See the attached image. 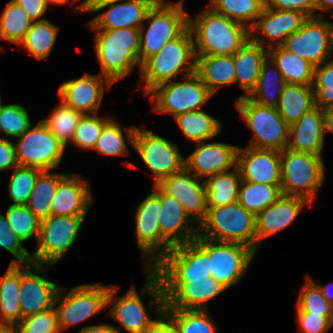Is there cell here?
<instances>
[{
    "label": "cell",
    "instance_id": "cell-6",
    "mask_svg": "<svg viewBox=\"0 0 333 333\" xmlns=\"http://www.w3.org/2000/svg\"><path fill=\"white\" fill-rule=\"evenodd\" d=\"M159 0L148 10L145 20L150 22L145 30L144 24L139 28L141 64L158 53L168 42L177 38L188 27V14L183 8V1L175 4Z\"/></svg>",
    "mask_w": 333,
    "mask_h": 333
},
{
    "label": "cell",
    "instance_id": "cell-61",
    "mask_svg": "<svg viewBox=\"0 0 333 333\" xmlns=\"http://www.w3.org/2000/svg\"><path fill=\"white\" fill-rule=\"evenodd\" d=\"M333 9V0H315V10L330 11Z\"/></svg>",
    "mask_w": 333,
    "mask_h": 333
},
{
    "label": "cell",
    "instance_id": "cell-60",
    "mask_svg": "<svg viewBox=\"0 0 333 333\" xmlns=\"http://www.w3.org/2000/svg\"><path fill=\"white\" fill-rule=\"evenodd\" d=\"M324 132L333 133V107L323 109Z\"/></svg>",
    "mask_w": 333,
    "mask_h": 333
},
{
    "label": "cell",
    "instance_id": "cell-17",
    "mask_svg": "<svg viewBox=\"0 0 333 333\" xmlns=\"http://www.w3.org/2000/svg\"><path fill=\"white\" fill-rule=\"evenodd\" d=\"M44 274L42 265L20 264L21 320L26 316L46 311L55 306L56 295L60 287L55 282L48 280Z\"/></svg>",
    "mask_w": 333,
    "mask_h": 333
},
{
    "label": "cell",
    "instance_id": "cell-52",
    "mask_svg": "<svg viewBox=\"0 0 333 333\" xmlns=\"http://www.w3.org/2000/svg\"><path fill=\"white\" fill-rule=\"evenodd\" d=\"M31 121L25 108L20 104L4 105L0 114V133L20 137L31 127Z\"/></svg>",
    "mask_w": 333,
    "mask_h": 333
},
{
    "label": "cell",
    "instance_id": "cell-58",
    "mask_svg": "<svg viewBox=\"0 0 333 333\" xmlns=\"http://www.w3.org/2000/svg\"><path fill=\"white\" fill-rule=\"evenodd\" d=\"M18 4L28 14L32 22L43 21L45 18L39 19L47 11V5L44 0H12Z\"/></svg>",
    "mask_w": 333,
    "mask_h": 333
},
{
    "label": "cell",
    "instance_id": "cell-56",
    "mask_svg": "<svg viewBox=\"0 0 333 333\" xmlns=\"http://www.w3.org/2000/svg\"><path fill=\"white\" fill-rule=\"evenodd\" d=\"M329 317L306 312H297L300 333H325L329 330Z\"/></svg>",
    "mask_w": 333,
    "mask_h": 333
},
{
    "label": "cell",
    "instance_id": "cell-65",
    "mask_svg": "<svg viewBox=\"0 0 333 333\" xmlns=\"http://www.w3.org/2000/svg\"><path fill=\"white\" fill-rule=\"evenodd\" d=\"M0 333H17L15 327L0 326Z\"/></svg>",
    "mask_w": 333,
    "mask_h": 333
},
{
    "label": "cell",
    "instance_id": "cell-25",
    "mask_svg": "<svg viewBox=\"0 0 333 333\" xmlns=\"http://www.w3.org/2000/svg\"><path fill=\"white\" fill-rule=\"evenodd\" d=\"M117 290V286L109 285L107 305H112L109 315L130 333H148L157 319H150L146 312L147 306L141 301L136 288L132 286L124 296L116 299Z\"/></svg>",
    "mask_w": 333,
    "mask_h": 333
},
{
    "label": "cell",
    "instance_id": "cell-8",
    "mask_svg": "<svg viewBox=\"0 0 333 333\" xmlns=\"http://www.w3.org/2000/svg\"><path fill=\"white\" fill-rule=\"evenodd\" d=\"M234 105L246 126L254 133L249 146L277 151L286 149L289 125L277 108L259 105L245 96L237 98Z\"/></svg>",
    "mask_w": 333,
    "mask_h": 333
},
{
    "label": "cell",
    "instance_id": "cell-13",
    "mask_svg": "<svg viewBox=\"0 0 333 333\" xmlns=\"http://www.w3.org/2000/svg\"><path fill=\"white\" fill-rule=\"evenodd\" d=\"M136 210L134 232L138 247L143 251V257L148 260L144 263L148 264L145 268L150 269L173 247L161 233L159 225L160 188L157 185H154L152 192L146 196ZM156 250L157 252H155Z\"/></svg>",
    "mask_w": 333,
    "mask_h": 333
},
{
    "label": "cell",
    "instance_id": "cell-48",
    "mask_svg": "<svg viewBox=\"0 0 333 333\" xmlns=\"http://www.w3.org/2000/svg\"><path fill=\"white\" fill-rule=\"evenodd\" d=\"M312 87L315 107H333V59L314 68Z\"/></svg>",
    "mask_w": 333,
    "mask_h": 333
},
{
    "label": "cell",
    "instance_id": "cell-41",
    "mask_svg": "<svg viewBox=\"0 0 333 333\" xmlns=\"http://www.w3.org/2000/svg\"><path fill=\"white\" fill-rule=\"evenodd\" d=\"M146 279L147 282L141 293L149 294V306L150 304H155L153 308L156 310L155 314L157 315V322L148 333H182L179 327L166 314H164L165 298L159 277L151 269H147Z\"/></svg>",
    "mask_w": 333,
    "mask_h": 333
},
{
    "label": "cell",
    "instance_id": "cell-59",
    "mask_svg": "<svg viewBox=\"0 0 333 333\" xmlns=\"http://www.w3.org/2000/svg\"><path fill=\"white\" fill-rule=\"evenodd\" d=\"M121 327L112 325H89L81 328L79 333H120Z\"/></svg>",
    "mask_w": 333,
    "mask_h": 333
},
{
    "label": "cell",
    "instance_id": "cell-42",
    "mask_svg": "<svg viewBox=\"0 0 333 333\" xmlns=\"http://www.w3.org/2000/svg\"><path fill=\"white\" fill-rule=\"evenodd\" d=\"M210 2L213 11L243 25L247 24L249 28L264 8V0H211Z\"/></svg>",
    "mask_w": 333,
    "mask_h": 333
},
{
    "label": "cell",
    "instance_id": "cell-55",
    "mask_svg": "<svg viewBox=\"0 0 333 333\" xmlns=\"http://www.w3.org/2000/svg\"><path fill=\"white\" fill-rule=\"evenodd\" d=\"M264 6L278 10L302 12L308 17H323V15L314 12L315 0H264Z\"/></svg>",
    "mask_w": 333,
    "mask_h": 333
},
{
    "label": "cell",
    "instance_id": "cell-14",
    "mask_svg": "<svg viewBox=\"0 0 333 333\" xmlns=\"http://www.w3.org/2000/svg\"><path fill=\"white\" fill-rule=\"evenodd\" d=\"M63 291L60 287L55 299V305L59 304L55 309L60 332L107 307L109 285L84 284L73 287L67 294Z\"/></svg>",
    "mask_w": 333,
    "mask_h": 333
},
{
    "label": "cell",
    "instance_id": "cell-51",
    "mask_svg": "<svg viewBox=\"0 0 333 333\" xmlns=\"http://www.w3.org/2000/svg\"><path fill=\"white\" fill-rule=\"evenodd\" d=\"M125 135L115 119H111L102 129L94 150L107 156H123L128 154Z\"/></svg>",
    "mask_w": 333,
    "mask_h": 333
},
{
    "label": "cell",
    "instance_id": "cell-26",
    "mask_svg": "<svg viewBox=\"0 0 333 333\" xmlns=\"http://www.w3.org/2000/svg\"><path fill=\"white\" fill-rule=\"evenodd\" d=\"M89 179L66 174L58 183L51 202V215L86 216L93 204Z\"/></svg>",
    "mask_w": 333,
    "mask_h": 333
},
{
    "label": "cell",
    "instance_id": "cell-28",
    "mask_svg": "<svg viewBox=\"0 0 333 333\" xmlns=\"http://www.w3.org/2000/svg\"><path fill=\"white\" fill-rule=\"evenodd\" d=\"M159 225L162 235L173 245L185 244L198 237V227L187 216L182 204L160 189Z\"/></svg>",
    "mask_w": 333,
    "mask_h": 333
},
{
    "label": "cell",
    "instance_id": "cell-34",
    "mask_svg": "<svg viewBox=\"0 0 333 333\" xmlns=\"http://www.w3.org/2000/svg\"><path fill=\"white\" fill-rule=\"evenodd\" d=\"M268 56L277 65L285 83L313 84L315 66L309 61L287 51L282 45L269 48Z\"/></svg>",
    "mask_w": 333,
    "mask_h": 333
},
{
    "label": "cell",
    "instance_id": "cell-64",
    "mask_svg": "<svg viewBox=\"0 0 333 333\" xmlns=\"http://www.w3.org/2000/svg\"><path fill=\"white\" fill-rule=\"evenodd\" d=\"M46 5L48 6L49 4H65V3H70L71 1L76 2L77 0H44Z\"/></svg>",
    "mask_w": 333,
    "mask_h": 333
},
{
    "label": "cell",
    "instance_id": "cell-16",
    "mask_svg": "<svg viewBox=\"0 0 333 333\" xmlns=\"http://www.w3.org/2000/svg\"><path fill=\"white\" fill-rule=\"evenodd\" d=\"M282 46L315 67L321 65L330 60L333 53L330 22L323 17H309L301 28L285 39Z\"/></svg>",
    "mask_w": 333,
    "mask_h": 333
},
{
    "label": "cell",
    "instance_id": "cell-12",
    "mask_svg": "<svg viewBox=\"0 0 333 333\" xmlns=\"http://www.w3.org/2000/svg\"><path fill=\"white\" fill-rule=\"evenodd\" d=\"M194 241L209 255L211 278L226 288L241 280L255 255L250 247L240 243L217 242L199 236Z\"/></svg>",
    "mask_w": 333,
    "mask_h": 333
},
{
    "label": "cell",
    "instance_id": "cell-24",
    "mask_svg": "<svg viewBox=\"0 0 333 333\" xmlns=\"http://www.w3.org/2000/svg\"><path fill=\"white\" fill-rule=\"evenodd\" d=\"M238 146L218 142H199L196 149L185 158V167L197 178L210 177L236 167Z\"/></svg>",
    "mask_w": 333,
    "mask_h": 333
},
{
    "label": "cell",
    "instance_id": "cell-2",
    "mask_svg": "<svg viewBox=\"0 0 333 333\" xmlns=\"http://www.w3.org/2000/svg\"><path fill=\"white\" fill-rule=\"evenodd\" d=\"M180 72H185L182 78L196 72L194 38L189 27L141 64L140 73L146 95L160 84L172 81Z\"/></svg>",
    "mask_w": 333,
    "mask_h": 333
},
{
    "label": "cell",
    "instance_id": "cell-43",
    "mask_svg": "<svg viewBox=\"0 0 333 333\" xmlns=\"http://www.w3.org/2000/svg\"><path fill=\"white\" fill-rule=\"evenodd\" d=\"M32 23L22 7L11 0L5 4V9L0 16V40L19 45Z\"/></svg>",
    "mask_w": 333,
    "mask_h": 333
},
{
    "label": "cell",
    "instance_id": "cell-62",
    "mask_svg": "<svg viewBox=\"0 0 333 333\" xmlns=\"http://www.w3.org/2000/svg\"><path fill=\"white\" fill-rule=\"evenodd\" d=\"M95 1H97V0H83V2L80 3L79 5H77V7H75L74 9L77 12L85 13V10H87Z\"/></svg>",
    "mask_w": 333,
    "mask_h": 333
},
{
    "label": "cell",
    "instance_id": "cell-39",
    "mask_svg": "<svg viewBox=\"0 0 333 333\" xmlns=\"http://www.w3.org/2000/svg\"><path fill=\"white\" fill-rule=\"evenodd\" d=\"M281 195V185L259 184L241 180L238 202L256 216Z\"/></svg>",
    "mask_w": 333,
    "mask_h": 333
},
{
    "label": "cell",
    "instance_id": "cell-10",
    "mask_svg": "<svg viewBox=\"0 0 333 333\" xmlns=\"http://www.w3.org/2000/svg\"><path fill=\"white\" fill-rule=\"evenodd\" d=\"M85 216L50 215L40 220L38 248L32 263L53 266L66 255L76 241Z\"/></svg>",
    "mask_w": 333,
    "mask_h": 333
},
{
    "label": "cell",
    "instance_id": "cell-29",
    "mask_svg": "<svg viewBox=\"0 0 333 333\" xmlns=\"http://www.w3.org/2000/svg\"><path fill=\"white\" fill-rule=\"evenodd\" d=\"M323 109L314 107L289 125L288 149L321 156L324 142Z\"/></svg>",
    "mask_w": 333,
    "mask_h": 333
},
{
    "label": "cell",
    "instance_id": "cell-35",
    "mask_svg": "<svg viewBox=\"0 0 333 333\" xmlns=\"http://www.w3.org/2000/svg\"><path fill=\"white\" fill-rule=\"evenodd\" d=\"M285 84L277 65L268 56L262 64L256 87L248 98L259 105L276 108Z\"/></svg>",
    "mask_w": 333,
    "mask_h": 333
},
{
    "label": "cell",
    "instance_id": "cell-44",
    "mask_svg": "<svg viewBox=\"0 0 333 333\" xmlns=\"http://www.w3.org/2000/svg\"><path fill=\"white\" fill-rule=\"evenodd\" d=\"M83 114L60 100L58 106L48 118L41 121L53 133V135L66 147L68 141H72L74 131Z\"/></svg>",
    "mask_w": 333,
    "mask_h": 333
},
{
    "label": "cell",
    "instance_id": "cell-63",
    "mask_svg": "<svg viewBox=\"0 0 333 333\" xmlns=\"http://www.w3.org/2000/svg\"><path fill=\"white\" fill-rule=\"evenodd\" d=\"M318 287L321 289L323 296L333 305V294L330 292L329 286H321L317 284Z\"/></svg>",
    "mask_w": 333,
    "mask_h": 333
},
{
    "label": "cell",
    "instance_id": "cell-15",
    "mask_svg": "<svg viewBox=\"0 0 333 333\" xmlns=\"http://www.w3.org/2000/svg\"><path fill=\"white\" fill-rule=\"evenodd\" d=\"M16 159L20 166L41 170L57 168L65 152V146L39 121L17 138Z\"/></svg>",
    "mask_w": 333,
    "mask_h": 333
},
{
    "label": "cell",
    "instance_id": "cell-7",
    "mask_svg": "<svg viewBox=\"0 0 333 333\" xmlns=\"http://www.w3.org/2000/svg\"><path fill=\"white\" fill-rule=\"evenodd\" d=\"M125 132L144 164L152 171L154 185L185 166V158L171 141L135 125L125 127Z\"/></svg>",
    "mask_w": 333,
    "mask_h": 333
},
{
    "label": "cell",
    "instance_id": "cell-23",
    "mask_svg": "<svg viewBox=\"0 0 333 333\" xmlns=\"http://www.w3.org/2000/svg\"><path fill=\"white\" fill-rule=\"evenodd\" d=\"M165 298L164 309L206 310L207 302L227 288L216 279L189 283H161Z\"/></svg>",
    "mask_w": 333,
    "mask_h": 333
},
{
    "label": "cell",
    "instance_id": "cell-21",
    "mask_svg": "<svg viewBox=\"0 0 333 333\" xmlns=\"http://www.w3.org/2000/svg\"><path fill=\"white\" fill-rule=\"evenodd\" d=\"M236 167L243 181L281 185L280 151L251 146L245 149L238 147Z\"/></svg>",
    "mask_w": 333,
    "mask_h": 333
},
{
    "label": "cell",
    "instance_id": "cell-57",
    "mask_svg": "<svg viewBox=\"0 0 333 333\" xmlns=\"http://www.w3.org/2000/svg\"><path fill=\"white\" fill-rule=\"evenodd\" d=\"M17 166L15 144L3 136L0 138V172L10 168L14 170Z\"/></svg>",
    "mask_w": 333,
    "mask_h": 333
},
{
    "label": "cell",
    "instance_id": "cell-27",
    "mask_svg": "<svg viewBox=\"0 0 333 333\" xmlns=\"http://www.w3.org/2000/svg\"><path fill=\"white\" fill-rule=\"evenodd\" d=\"M310 203L300 197L282 194L275 202L255 216L257 249L266 237L293 224L305 205Z\"/></svg>",
    "mask_w": 333,
    "mask_h": 333
},
{
    "label": "cell",
    "instance_id": "cell-1",
    "mask_svg": "<svg viewBox=\"0 0 333 333\" xmlns=\"http://www.w3.org/2000/svg\"><path fill=\"white\" fill-rule=\"evenodd\" d=\"M195 46V55H233L249 39V29L211 8L200 12L196 18L188 16Z\"/></svg>",
    "mask_w": 333,
    "mask_h": 333
},
{
    "label": "cell",
    "instance_id": "cell-19",
    "mask_svg": "<svg viewBox=\"0 0 333 333\" xmlns=\"http://www.w3.org/2000/svg\"><path fill=\"white\" fill-rule=\"evenodd\" d=\"M159 0H130V1H95L85 13H95L110 5L109 9L94 19L88 21L91 29H139L146 21L148 10Z\"/></svg>",
    "mask_w": 333,
    "mask_h": 333
},
{
    "label": "cell",
    "instance_id": "cell-4",
    "mask_svg": "<svg viewBox=\"0 0 333 333\" xmlns=\"http://www.w3.org/2000/svg\"><path fill=\"white\" fill-rule=\"evenodd\" d=\"M198 236L217 242L240 243L256 253L255 215L238 201L220 207H207V215L199 225Z\"/></svg>",
    "mask_w": 333,
    "mask_h": 333
},
{
    "label": "cell",
    "instance_id": "cell-9",
    "mask_svg": "<svg viewBox=\"0 0 333 333\" xmlns=\"http://www.w3.org/2000/svg\"><path fill=\"white\" fill-rule=\"evenodd\" d=\"M150 269L161 283H189L211 277L209 255L195 241L173 246Z\"/></svg>",
    "mask_w": 333,
    "mask_h": 333
},
{
    "label": "cell",
    "instance_id": "cell-37",
    "mask_svg": "<svg viewBox=\"0 0 333 333\" xmlns=\"http://www.w3.org/2000/svg\"><path fill=\"white\" fill-rule=\"evenodd\" d=\"M174 119L182 134L195 143L211 139L221 131V123L203 110L186 112Z\"/></svg>",
    "mask_w": 333,
    "mask_h": 333
},
{
    "label": "cell",
    "instance_id": "cell-50",
    "mask_svg": "<svg viewBox=\"0 0 333 333\" xmlns=\"http://www.w3.org/2000/svg\"><path fill=\"white\" fill-rule=\"evenodd\" d=\"M111 119L112 117H98L97 114L83 115L74 131L71 142L80 149H93L103 127Z\"/></svg>",
    "mask_w": 333,
    "mask_h": 333
},
{
    "label": "cell",
    "instance_id": "cell-5",
    "mask_svg": "<svg viewBox=\"0 0 333 333\" xmlns=\"http://www.w3.org/2000/svg\"><path fill=\"white\" fill-rule=\"evenodd\" d=\"M280 162L282 194L303 198L312 206L325 179L322 156L286 148L280 151Z\"/></svg>",
    "mask_w": 333,
    "mask_h": 333
},
{
    "label": "cell",
    "instance_id": "cell-66",
    "mask_svg": "<svg viewBox=\"0 0 333 333\" xmlns=\"http://www.w3.org/2000/svg\"><path fill=\"white\" fill-rule=\"evenodd\" d=\"M333 325V308L329 317V327H331Z\"/></svg>",
    "mask_w": 333,
    "mask_h": 333
},
{
    "label": "cell",
    "instance_id": "cell-45",
    "mask_svg": "<svg viewBox=\"0 0 333 333\" xmlns=\"http://www.w3.org/2000/svg\"><path fill=\"white\" fill-rule=\"evenodd\" d=\"M207 312V309H164V314L179 327L182 333H218L215 323Z\"/></svg>",
    "mask_w": 333,
    "mask_h": 333
},
{
    "label": "cell",
    "instance_id": "cell-20",
    "mask_svg": "<svg viewBox=\"0 0 333 333\" xmlns=\"http://www.w3.org/2000/svg\"><path fill=\"white\" fill-rule=\"evenodd\" d=\"M308 18L302 12L278 10L264 6L261 14L249 29L250 40L265 47V40L257 35L260 33L261 36L263 35L270 41L275 42L277 40L275 43H267V49L281 46L285 39L301 28Z\"/></svg>",
    "mask_w": 333,
    "mask_h": 333
},
{
    "label": "cell",
    "instance_id": "cell-68",
    "mask_svg": "<svg viewBox=\"0 0 333 333\" xmlns=\"http://www.w3.org/2000/svg\"><path fill=\"white\" fill-rule=\"evenodd\" d=\"M4 105H2V102H1V95H0V114H1V111L3 109Z\"/></svg>",
    "mask_w": 333,
    "mask_h": 333
},
{
    "label": "cell",
    "instance_id": "cell-22",
    "mask_svg": "<svg viewBox=\"0 0 333 333\" xmlns=\"http://www.w3.org/2000/svg\"><path fill=\"white\" fill-rule=\"evenodd\" d=\"M105 85L110 88L113 83L102 74L94 76L86 73L78 79L63 82L59 87L58 95L61 101L74 110L83 115H89L87 112L94 115L97 114L101 105Z\"/></svg>",
    "mask_w": 333,
    "mask_h": 333
},
{
    "label": "cell",
    "instance_id": "cell-30",
    "mask_svg": "<svg viewBox=\"0 0 333 333\" xmlns=\"http://www.w3.org/2000/svg\"><path fill=\"white\" fill-rule=\"evenodd\" d=\"M268 57V49L250 39L233 54L235 67V83L248 97L256 87L263 62Z\"/></svg>",
    "mask_w": 333,
    "mask_h": 333
},
{
    "label": "cell",
    "instance_id": "cell-32",
    "mask_svg": "<svg viewBox=\"0 0 333 333\" xmlns=\"http://www.w3.org/2000/svg\"><path fill=\"white\" fill-rule=\"evenodd\" d=\"M19 289L20 264L10 263L0 279V326L15 327L21 321Z\"/></svg>",
    "mask_w": 333,
    "mask_h": 333
},
{
    "label": "cell",
    "instance_id": "cell-40",
    "mask_svg": "<svg viewBox=\"0 0 333 333\" xmlns=\"http://www.w3.org/2000/svg\"><path fill=\"white\" fill-rule=\"evenodd\" d=\"M59 28L48 20L33 22L19 43L38 60L48 57L56 42Z\"/></svg>",
    "mask_w": 333,
    "mask_h": 333
},
{
    "label": "cell",
    "instance_id": "cell-31",
    "mask_svg": "<svg viewBox=\"0 0 333 333\" xmlns=\"http://www.w3.org/2000/svg\"><path fill=\"white\" fill-rule=\"evenodd\" d=\"M195 73L215 94L221 86L235 83L233 55H196Z\"/></svg>",
    "mask_w": 333,
    "mask_h": 333
},
{
    "label": "cell",
    "instance_id": "cell-53",
    "mask_svg": "<svg viewBox=\"0 0 333 333\" xmlns=\"http://www.w3.org/2000/svg\"><path fill=\"white\" fill-rule=\"evenodd\" d=\"M55 307L24 317L15 326L17 333H61Z\"/></svg>",
    "mask_w": 333,
    "mask_h": 333
},
{
    "label": "cell",
    "instance_id": "cell-3",
    "mask_svg": "<svg viewBox=\"0 0 333 333\" xmlns=\"http://www.w3.org/2000/svg\"><path fill=\"white\" fill-rule=\"evenodd\" d=\"M97 31L95 50L102 75L113 84L127 77L138 65L140 31L134 28L92 29Z\"/></svg>",
    "mask_w": 333,
    "mask_h": 333
},
{
    "label": "cell",
    "instance_id": "cell-18",
    "mask_svg": "<svg viewBox=\"0 0 333 333\" xmlns=\"http://www.w3.org/2000/svg\"><path fill=\"white\" fill-rule=\"evenodd\" d=\"M157 186L167 195L176 198L187 216L199 226L207 215V199L204 181L199 182L185 166L162 179Z\"/></svg>",
    "mask_w": 333,
    "mask_h": 333
},
{
    "label": "cell",
    "instance_id": "cell-46",
    "mask_svg": "<svg viewBox=\"0 0 333 333\" xmlns=\"http://www.w3.org/2000/svg\"><path fill=\"white\" fill-rule=\"evenodd\" d=\"M5 217L11 230L23 241L40 233V219L26 205L8 206Z\"/></svg>",
    "mask_w": 333,
    "mask_h": 333
},
{
    "label": "cell",
    "instance_id": "cell-11",
    "mask_svg": "<svg viewBox=\"0 0 333 333\" xmlns=\"http://www.w3.org/2000/svg\"><path fill=\"white\" fill-rule=\"evenodd\" d=\"M183 80L160 84L148 94L151 95L150 101L155 103V111L175 117L201 110L203 104L213 96L196 73L183 77Z\"/></svg>",
    "mask_w": 333,
    "mask_h": 333
},
{
    "label": "cell",
    "instance_id": "cell-36",
    "mask_svg": "<svg viewBox=\"0 0 333 333\" xmlns=\"http://www.w3.org/2000/svg\"><path fill=\"white\" fill-rule=\"evenodd\" d=\"M241 178L237 167L233 172L218 173L204 180L207 207H220L238 201Z\"/></svg>",
    "mask_w": 333,
    "mask_h": 333
},
{
    "label": "cell",
    "instance_id": "cell-49",
    "mask_svg": "<svg viewBox=\"0 0 333 333\" xmlns=\"http://www.w3.org/2000/svg\"><path fill=\"white\" fill-rule=\"evenodd\" d=\"M297 312L312 313L321 316H330L333 305L323 296L318 285L307 277L297 302Z\"/></svg>",
    "mask_w": 333,
    "mask_h": 333
},
{
    "label": "cell",
    "instance_id": "cell-47",
    "mask_svg": "<svg viewBox=\"0 0 333 333\" xmlns=\"http://www.w3.org/2000/svg\"><path fill=\"white\" fill-rule=\"evenodd\" d=\"M43 170L18 165L9 180V195L13 205H26L38 175Z\"/></svg>",
    "mask_w": 333,
    "mask_h": 333
},
{
    "label": "cell",
    "instance_id": "cell-69",
    "mask_svg": "<svg viewBox=\"0 0 333 333\" xmlns=\"http://www.w3.org/2000/svg\"><path fill=\"white\" fill-rule=\"evenodd\" d=\"M108 1H130V0H108Z\"/></svg>",
    "mask_w": 333,
    "mask_h": 333
},
{
    "label": "cell",
    "instance_id": "cell-54",
    "mask_svg": "<svg viewBox=\"0 0 333 333\" xmlns=\"http://www.w3.org/2000/svg\"><path fill=\"white\" fill-rule=\"evenodd\" d=\"M23 241L11 230L6 217L0 212V247L10 252L17 260L11 264L32 263L31 254L22 246Z\"/></svg>",
    "mask_w": 333,
    "mask_h": 333
},
{
    "label": "cell",
    "instance_id": "cell-33",
    "mask_svg": "<svg viewBox=\"0 0 333 333\" xmlns=\"http://www.w3.org/2000/svg\"><path fill=\"white\" fill-rule=\"evenodd\" d=\"M314 107L312 85L286 83L276 108L283 120L291 125Z\"/></svg>",
    "mask_w": 333,
    "mask_h": 333
},
{
    "label": "cell",
    "instance_id": "cell-38",
    "mask_svg": "<svg viewBox=\"0 0 333 333\" xmlns=\"http://www.w3.org/2000/svg\"><path fill=\"white\" fill-rule=\"evenodd\" d=\"M65 175L62 173H49V170H43L38 175L26 206L40 220L51 215L52 198L56 193L59 181Z\"/></svg>",
    "mask_w": 333,
    "mask_h": 333
},
{
    "label": "cell",
    "instance_id": "cell-67",
    "mask_svg": "<svg viewBox=\"0 0 333 333\" xmlns=\"http://www.w3.org/2000/svg\"><path fill=\"white\" fill-rule=\"evenodd\" d=\"M330 27H331V35H332V40H333V23L330 22Z\"/></svg>",
    "mask_w": 333,
    "mask_h": 333
}]
</instances>
